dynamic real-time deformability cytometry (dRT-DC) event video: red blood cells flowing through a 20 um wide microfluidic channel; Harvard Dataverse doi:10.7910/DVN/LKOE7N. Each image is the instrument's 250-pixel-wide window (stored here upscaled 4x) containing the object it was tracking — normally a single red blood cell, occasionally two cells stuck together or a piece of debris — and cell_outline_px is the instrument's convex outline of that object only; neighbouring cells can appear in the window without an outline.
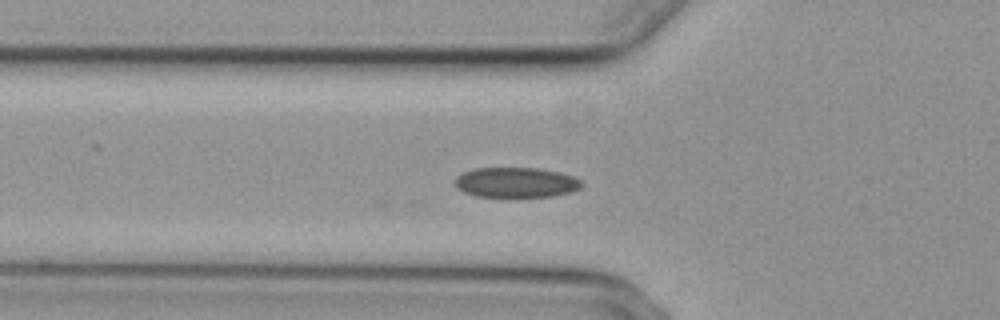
{"species": "common noctule bat (a hibernating species)", "species_latin": "Nyctalus noctula", "temperature_condition": "cold", "stored_images_in_passage": 3, "camera_frame_rate_fps": 3000, "um_per_image_px": 0.085, "animal": {"sex": "female", "body_mass_g": 29.2, "forearm_length_mm": 56.3}, "frame": {"image": 1, "passage_image": 3, "time_ms": 0.667, "image_size_px": [1000, 320], "cell_outline_px": [[584, 184], [580, 188], [572, 192], [552, 196], [476, 196], [464, 192], [456, 184], [456, 176], [464, 172], [476, 168], [536, 168], [560, 172], [572, 176], [580, 180]], "centroid_in_image_um": [43.9, 15.5], "position_along_channel_um": 81.9, "area_um2": 21.96}}